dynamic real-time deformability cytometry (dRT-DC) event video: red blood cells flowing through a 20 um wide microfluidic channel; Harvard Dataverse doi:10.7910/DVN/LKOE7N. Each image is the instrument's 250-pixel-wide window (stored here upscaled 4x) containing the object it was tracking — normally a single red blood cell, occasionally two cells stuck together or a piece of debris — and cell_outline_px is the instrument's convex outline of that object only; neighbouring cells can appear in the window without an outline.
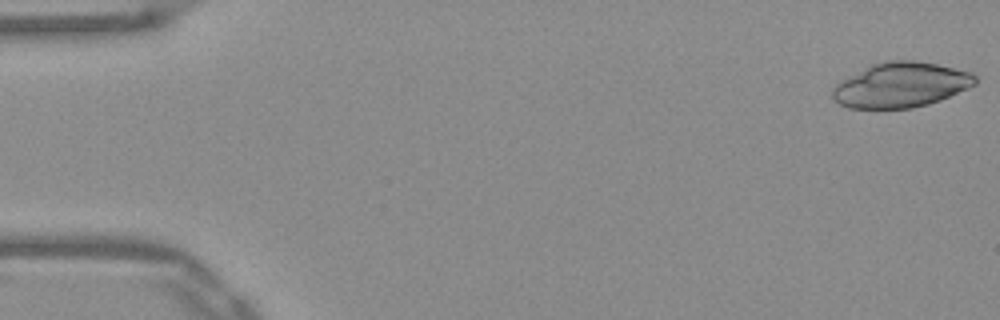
{"species": "Egyptian fruit bat (a non-hibernating species)", "species_latin": "Rousettus aegyptiacus", "temperature_condition": "warm", "stored_images_in_passage": 51, "camera_frame_rate_fps": 3000, "um_per_image_px": 0.085, "frame": {"image": 1, "passage_image": 1, "time_ms": 0.0, "image_size_px": [1000, 320], "cell_outline_px": [[976, 84], [968, 88], [940, 100], [928, 104], [912, 108], [848, 108], [840, 104], [832, 96], [832, 88], [840, 80], [872, 64], [888, 60], [916, 60], [936, 64], [972, 72], [976, 76]], "centroid_in_image_um": [76.57, 7.21], "position_along_channel_um": 8.4, "area_um2": 37.34}}